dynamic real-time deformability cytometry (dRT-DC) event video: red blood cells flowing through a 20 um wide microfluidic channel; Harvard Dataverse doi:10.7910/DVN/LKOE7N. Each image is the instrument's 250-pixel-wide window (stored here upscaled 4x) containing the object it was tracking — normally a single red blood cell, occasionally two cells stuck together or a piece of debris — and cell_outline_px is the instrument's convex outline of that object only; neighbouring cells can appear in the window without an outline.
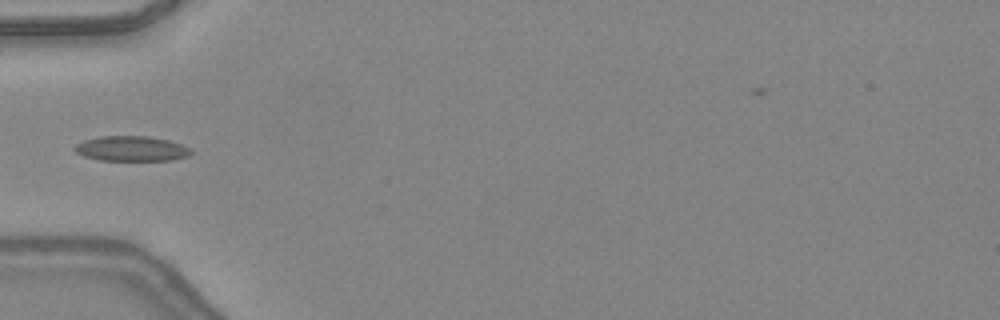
{"species": "common noctule bat (a hibernating species)", "species_latin": "Nyctalus noctula", "temperature_condition": "warm", "stored_images_in_passage": 16, "camera_frame_rate_fps": 3000, "um_per_image_px": 0.085, "animal": {"sex": "female", "body_mass_g": 24.6, "forearm_length_mm": 56.2}, "frame": {"image": 1, "passage_image": 1, "time_ms": 0.0, "image_size_px": [1000, 320], "cell_outline_px": [[192, 152], [188, 156], [172, 160], [100, 160], [84, 156], [76, 152], [72, 148], [76, 144], [84, 140], [100, 136], [148, 136], [168, 140], [180, 144], [188, 148]], "centroid_in_image_um": [11.14, 12.63], "position_along_channel_um": 73.9, "area_um2": 16.88}}